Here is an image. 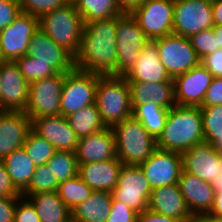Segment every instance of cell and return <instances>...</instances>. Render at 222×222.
I'll use <instances>...</instances> for the list:
<instances>
[{"instance_id": "7bdbcfd3", "label": "cell", "mask_w": 222, "mask_h": 222, "mask_svg": "<svg viewBox=\"0 0 222 222\" xmlns=\"http://www.w3.org/2000/svg\"><path fill=\"white\" fill-rule=\"evenodd\" d=\"M20 13L18 0H0V30L10 25Z\"/></svg>"}, {"instance_id": "30bf717a", "label": "cell", "mask_w": 222, "mask_h": 222, "mask_svg": "<svg viewBox=\"0 0 222 222\" xmlns=\"http://www.w3.org/2000/svg\"><path fill=\"white\" fill-rule=\"evenodd\" d=\"M130 13L151 41L173 33L174 0H144Z\"/></svg>"}, {"instance_id": "83f0119b", "label": "cell", "mask_w": 222, "mask_h": 222, "mask_svg": "<svg viewBox=\"0 0 222 222\" xmlns=\"http://www.w3.org/2000/svg\"><path fill=\"white\" fill-rule=\"evenodd\" d=\"M27 198L33 203L41 222H70L72 212L59 198L57 191L30 194Z\"/></svg>"}, {"instance_id": "f5cc1de1", "label": "cell", "mask_w": 222, "mask_h": 222, "mask_svg": "<svg viewBox=\"0 0 222 222\" xmlns=\"http://www.w3.org/2000/svg\"><path fill=\"white\" fill-rule=\"evenodd\" d=\"M215 37L217 38L220 49H222V25L213 26Z\"/></svg>"}, {"instance_id": "2e32d148", "label": "cell", "mask_w": 222, "mask_h": 222, "mask_svg": "<svg viewBox=\"0 0 222 222\" xmlns=\"http://www.w3.org/2000/svg\"><path fill=\"white\" fill-rule=\"evenodd\" d=\"M213 75L201 63L173 78L177 105L201 107Z\"/></svg>"}, {"instance_id": "4316f807", "label": "cell", "mask_w": 222, "mask_h": 222, "mask_svg": "<svg viewBox=\"0 0 222 222\" xmlns=\"http://www.w3.org/2000/svg\"><path fill=\"white\" fill-rule=\"evenodd\" d=\"M112 193L109 191H93L72 212L73 222H106L110 215Z\"/></svg>"}, {"instance_id": "b9f144b4", "label": "cell", "mask_w": 222, "mask_h": 222, "mask_svg": "<svg viewBox=\"0 0 222 222\" xmlns=\"http://www.w3.org/2000/svg\"><path fill=\"white\" fill-rule=\"evenodd\" d=\"M137 212L112 197L110 215L106 222H136Z\"/></svg>"}, {"instance_id": "9c48e42d", "label": "cell", "mask_w": 222, "mask_h": 222, "mask_svg": "<svg viewBox=\"0 0 222 222\" xmlns=\"http://www.w3.org/2000/svg\"><path fill=\"white\" fill-rule=\"evenodd\" d=\"M65 74L56 75L29 84L26 115L32 121L43 116L60 115L61 93Z\"/></svg>"}, {"instance_id": "52a82bcc", "label": "cell", "mask_w": 222, "mask_h": 222, "mask_svg": "<svg viewBox=\"0 0 222 222\" xmlns=\"http://www.w3.org/2000/svg\"><path fill=\"white\" fill-rule=\"evenodd\" d=\"M101 75L74 68L65 74L61 93L60 115H68L95 103L96 86Z\"/></svg>"}, {"instance_id": "91938a15", "label": "cell", "mask_w": 222, "mask_h": 222, "mask_svg": "<svg viewBox=\"0 0 222 222\" xmlns=\"http://www.w3.org/2000/svg\"><path fill=\"white\" fill-rule=\"evenodd\" d=\"M190 222H199V221L195 218L194 220H192Z\"/></svg>"}, {"instance_id": "1f68e13d", "label": "cell", "mask_w": 222, "mask_h": 222, "mask_svg": "<svg viewBox=\"0 0 222 222\" xmlns=\"http://www.w3.org/2000/svg\"><path fill=\"white\" fill-rule=\"evenodd\" d=\"M74 5L84 24L123 13L116 5L115 0H76Z\"/></svg>"}, {"instance_id": "681fc988", "label": "cell", "mask_w": 222, "mask_h": 222, "mask_svg": "<svg viewBox=\"0 0 222 222\" xmlns=\"http://www.w3.org/2000/svg\"><path fill=\"white\" fill-rule=\"evenodd\" d=\"M136 222H180L179 220L155 213L150 209H146L145 211L137 214Z\"/></svg>"}, {"instance_id": "8fae6325", "label": "cell", "mask_w": 222, "mask_h": 222, "mask_svg": "<svg viewBox=\"0 0 222 222\" xmlns=\"http://www.w3.org/2000/svg\"><path fill=\"white\" fill-rule=\"evenodd\" d=\"M151 186L139 166L123 165L112 197L138 214L148 209Z\"/></svg>"}, {"instance_id": "484cf974", "label": "cell", "mask_w": 222, "mask_h": 222, "mask_svg": "<svg viewBox=\"0 0 222 222\" xmlns=\"http://www.w3.org/2000/svg\"><path fill=\"white\" fill-rule=\"evenodd\" d=\"M131 105H144L153 102L160 107L170 109L176 105L173 82H128Z\"/></svg>"}, {"instance_id": "4dcf8cb0", "label": "cell", "mask_w": 222, "mask_h": 222, "mask_svg": "<svg viewBox=\"0 0 222 222\" xmlns=\"http://www.w3.org/2000/svg\"><path fill=\"white\" fill-rule=\"evenodd\" d=\"M132 116L141 122L144 128L156 140L163 132L169 109L148 102L144 105H131Z\"/></svg>"}, {"instance_id": "11a10c76", "label": "cell", "mask_w": 222, "mask_h": 222, "mask_svg": "<svg viewBox=\"0 0 222 222\" xmlns=\"http://www.w3.org/2000/svg\"><path fill=\"white\" fill-rule=\"evenodd\" d=\"M199 222H221L219 219L210 217L208 215H202L196 218Z\"/></svg>"}, {"instance_id": "603a6c76", "label": "cell", "mask_w": 222, "mask_h": 222, "mask_svg": "<svg viewBox=\"0 0 222 222\" xmlns=\"http://www.w3.org/2000/svg\"><path fill=\"white\" fill-rule=\"evenodd\" d=\"M75 153L78 164L116 158L115 137L111 127L79 138Z\"/></svg>"}, {"instance_id": "d4e9b609", "label": "cell", "mask_w": 222, "mask_h": 222, "mask_svg": "<svg viewBox=\"0 0 222 222\" xmlns=\"http://www.w3.org/2000/svg\"><path fill=\"white\" fill-rule=\"evenodd\" d=\"M122 167L123 164L116 157L101 162L79 164L78 175L94 191L112 192Z\"/></svg>"}, {"instance_id": "7a4b0ae2", "label": "cell", "mask_w": 222, "mask_h": 222, "mask_svg": "<svg viewBox=\"0 0 222 222\" xmlns=\"http://www.w3.org/2000/svg\"><path fill=\"white\" fill-rule=\"evenodd\" d=\"M200 107L175 105L169 109L165 126L157 138V148L182 153L203 142Z\"/></svg>"}, {"instance_id": "8992f818", "label": "cell", "mask_w": 222, "mask_h": 222, "mask_svg": "<svg viewBox=\"0 0 222 222\" xmlns=\"http://www.w3.org/2000/svg\"><path fill=\"white\" fill-rule=\"evenodd\" d=\"M117 76H124L135 64L141 50L151 41L131 13L117 16Z\"/></svg>"}, {"instance_id": "f546056e", "label": "cell", "mask_w": 222, "mask_h": 222, "mask_svg": "<svg viewBox=\"0 0 222 222\" xmlns=\"http://www.w3.org/2000/svg\"><path fill=\"white\" fill-rule=\"evenodd\" d=\"M67 121L78 138L101 131L106 126L102 122L96 103L85 106L67 117Z\"/></svg>"}, {"instance_id": "680465c9", "label": "cell", "mask_w": 222, "mask_h": 222, "mask_svg": "<svg viewBox=\"0 0 222 222\" xmlns=\"http://www.w3.org/2000/svg\"><path fill=\"white\" fill-rule=\"evenodd\" d=\"M76 0H68V2L70 3H74Z\"/></svg>"}, {"instance_id": "e0dca14e", "label": "cell", "mask_w": 222, "mask_h": 222, "mask_svg": "<svg viewBox=\"0 0 222 222\" xmlns=\"http://www.w3.org/2000/svg\"><path fill=\"white\" fill-rule=\"evenodd\" d=\"M182 170L211 183L220 174L222 155L210 142H200L181 153Z\"/></svg>"}, {"instance_id": "44dd1931", "label": "cell", "mask_w": 222, "mask_h": 222, "mask_svg": "<svg viewBox=\"0 0 222 222\" xmlns=\"http://www.w3.org/2000/svg\"><path fill=\"white\" fill-rule=\"evenodd\" d=\"M31 130V120L24 111H0V160L23 147Z\"/></svg>"}, {"instance_id": "d6a6232c", "label": "cell", "mask_w": 222, "mask_h": 222, "mask_svg": "<svg viewBox=\"0 0 222 222\" xmlns=\"http://www.w3.org/2000/svg\"><path fill=\"white\" fill-rule=\"evenodd\" d=\"M46 166L57 178L59 184L77 176L79 171L76 153L69 151H56Z\"/></svg>"}, {"instance_id": "8d00e7d4", "label": "cell", "mask_w": 222, "mask_h": 222, "mask_svg": "<svg viewBox=\"0 0 222 222\" xmlns=\"http://www.w3.org/2000/svg\"><path fill=\"white\" fill-rule=\"evenodd\" d=\"M58 187L57 178L47 168L46 164H44L35 169L28 187L21 195L27 197L34 193L57 191Z\"/></svg>"}, {"instance_id": "6f0895ef", "label": "cell", "mask_w": 222, "mask_h": 222, "mask_svg": "<svg viewBox=\"0 0 222 222\" xmlns=\"http://www.w3.org/2000/svg\"><path fill=\"white\" fill-rule=\"evenodd\" d=\"M3 61L4 60H3L2 56H1V49H0V63L3 62Z\"/></svg>"}, {"instance_id": "bcb514c9", "label": "cell", "mask_w": 222, "mask_h": 222, "mask_svg": "<svg viewBox=\"0 0 222 222\" xmlns=\"http://www.w3.org/2000/svg\"><path fill=\"white\" fill-rule=\"evenodd\" d=\"M200 63L208 69L213 77H222V49L205 56Z\"/></svg>"}, {"instance_id": "7c38bea8", "label": "cell", "mask_w": 222, "mask_h": 222, "mask_svg": "<svg viewBox=\"0 0 222 222\" xmlns=\"http://www.w3.org/2000/svg\"><path fill=\"white\" fill-rule=\"evenodd\" d=\"M213 26L212 1L174 0V34L190 38Z\"/></svg>"}, {"instance_id": "f907efd6", "label": "cell", "mask_w": 222, "mask_h": 222, "mask_svg": "<svg viewBox=\"0 0 222 222\" xmlns=\"http://www.w3.org/2000/svg\"><path fill=\"white\" fill-rule=\"evenodd\" d=\"M143 1L144 0H115V3L123 13H130Z\"/></svg>"}, {"instance_id": "5b68a950", "label": "cell", "mask_w": 222, "mask_h": 222, "mask_svg": "<svg viewBox=\"0 0 222 222\" xmlns=\"http://www.w3.org/2000/svg\"><path fill=\"white\" fill-rule=\"evenodd\" d=\"M83 25L81 15L70 2L39 18V28L73 56L79 52Z\"/></svg>"}, {"instance_id": "7402d4cb", "label": "cell", "mask_w": 222, "mask_h": 222, "mask_svg": "<svg viewBox=\"0 0 222 222\" xmlns=\"http://www.w3.org/2000/svg\"><path fill=\"white\" fill-rule=\"evenodd\" d=\"M128 82H173L160 61L156 45L150 41L140 52L138 59L123 76Z\"/></svg>"}, {"instance_id": "ffe728a7", "label": "cell", "mask_w": 222, "mask_h": 222, "mask_svg": "<svg viewBox=\"0 0 222 222\" xmlns=\"http://www.w3.org/2000/svg\"><path fill=\"white\" fill-rule=\"evenodd\" d=\"M177 184L194 218L209 214L215 197L214 188L209 182L182 170Z\"/></svg>"}, {"instance_id": "3957f363", "label": "cell", "mask_w": 222, "mask_h": 222, "mask_svg": "<svg viewBox=\"0 0 222 222\" xmlns=\"http://www.w3.org/2000/svg\"><path fill=\"white\" fill-rule=\"evenodd\" d=\"M116 157L123 165L138 166L157 149V140L133 116L111 127Z\"/></svg>"}, {"instance_id": "277c9868", "label": "cell", "mask_w": 222, "mask_h": 222, "mask_svg": "<svg viewBox=\"0 0 222 222\" xmlns=\"http://www.w3.org/2000/svg\"><path fill=\"white\" fill-rule=\"evenodd\" d=\"M95 103L106 127L132 116L130 88L123 76H100L96 86Z\"/></svg>"}, {"instance_id": "4fadbf2b", "label": "cell", "mask_w": 222, "mask_h": 222, "mask_svg": "<svg viewBox=\"0 0 222 222\" xmlns=\"http://www.w3.org/2000/svg\"><path fill=\"white\" fill-rule=\"evenodd\" d=\"M39 28V18L21 12L15 20L0 30V49L4 61H15L26 55L34 32Z\"/></svg>"}, {"instance_id": "e575fe53", "label": "cell", "mask_w": 222, "mask_h": 222, "mask_svg": "<svg viewBox=\"0 0 222 222\" xmlns=\"http://www.w3.org/2000/svg\"><path fill=\"white\" fill-rule=\"evenodd\" d=\"M23 148L36 167L46 164L57 151L52 144L36 134L32 129L26 137Z\"/></svg>"}, {"instance_id": "60d3db41", "label": "cell", "mask_w": 222, "mask_h": 222, "mask_svg": "<svg viewBox=\"0 0 222 222\" xmlns=\"http://www.w3.org/2000/svg\"><path fill=\"white\" fill-rule=\"evenodd\" d=\"M14 222H41L33 203L27 197H18Z\"/></svg>"}, {"instance_id": "ba28073f", "label": "cell", "mask_w": 222, "mask_h": 222, "mask_svg": "<svg viewBox=\"0 0 222 222\" xmlns=\"http://www.w3.org/2000/svg\"><path fill=\"white\" fill-rule=\"evenodd\" d=\"M156 45L160 61L171 78L186 73L200 64L190 39L174 33L152 40Z\"/></svg>"}, {"instance_id": "f35d334b", "label": "cell", "mask_w": 222, "mask_h": 222, "mask_svg": "<svg viewBox=\"0 0 222 222\" xmlns=\"http://www.w3.org/2000/svg\"><path fill=\"white\" fill-rule=\"evenodd\" d=\"M189 39L200 60L220 49L213 27L202 30Z\"/></svg>"}, {"instance_id": "cb8c5ba5", "label": "cell", "mask_w": 222, "mask_h": 222, "mask_svg": "<svg viewBox=\"0 0 222 222\" xmlns=\"http://www.w3.org/2000/svg\"><path fill=\"white\" fill-rule=\"evenodd\" d=\"M148 209L158 214L173 217L180 222H190L195 219L185 203L178 184L153 189Z\"/></svg>"}, {"instance_id": "db71d44e", "label": "cell", "mask_w": 222, "mask_h": 222, "mask_svg": "<svg viewBox=\"0 0 222 222\" xmlns=\"http://www.w3.org/2000/svg\"><path fill=\"white\" fill-rule=\"evenodd\" d=\"M211 144L222 155V135L219 136V139L213 140Z\"/></svg>"}, {"instance_id": "c3c4849f", "label": "cell", "mask_w": 222, "mask_h": 222, "mask_svg": "<svg viewBox=\"0 0 222 222\" xmlns=\"http://www.w3.org/2000/svg\"><path fill=\"white\" fill-rule=\"evenodd\" d=\"M18 197L0 196V222H14V212Z\"/></svg>"}, {"instance_id": "f6af8a7d", "label": "cell", "mask_w": 222, "mask_h": 222, "mask_svg": "<svg viewBox=\"0 0 222 222\" xmlns=\"http://www.w3.org/2000/svg\"><path fill=\"white\" fill-rule=\"evenodd\" d=\"M0 196L20 197L21 193L13 185L2 160H0Z\"/></svg>"}, {"instance_id": "9a60e30c", "label": "cell", "mask_w": 222, "mask_h": 222, "mask_svg": "<svg viewBox=\"0 0 222 222\" xmlns=\"http://www.w3.org/2000/svg\"><path fill=\"white\" fill-rule=\"evenodd\" d=\"M151 189L177 184L182 171L181 153L156 149L145 162L138 165Z\"/></svg>"}, {"instance_id": "d590c367", "label": "cell", "mask_w": 222, "mask_h": 222, "mask_svg": "<svg viewBox=\"0 0 222 222\" xmlns=\"http://www.w3.org/2000/svg\"><path fill=\"white\" fill-rule=\"evenodd\" d=\"M15 63L29 84L57 74V72L50 65L47 63H42L35 57H31L27 54L19 57L17 60H15Z\"/></svg>"}, {"instance_id": "d6986e66", "label": "cell", "mask_w": 222, "mask_h": 222, "mask_svg": "<svg viewBox=\"0 0 222 222\" xmlns=\"http://www.w3.org/2000/svg\"><path fill=\"white\" fill-rule=\"evenodd\" d=\"M31 129L45 138L57 151L76 152L79 138L71 129L66 117L58 115L33 119Z\"/></svg>"}, {"instance_id": "ac0fdd59", "label": "cell", "mask_w": 222, "mask_h": 222, "mask_svg": "<svg viewBox=\"0 0 222 222\" xmlns=\"http://www.w3.org/2000/svg\"><path fill=\"white\" fill-rule=\"evenodd\" d=\"M26 54L47 63L57 73L66 74L75 68L74 56L54 42L41 28L34 32Z\"/></svg>"}, {"instance_id": "ab89813d", "label": "cell", "mask_w": 222, "mask_h": 222, "mask_svg": "<svg viewBox=\"0 0 222 222\" xmlns=\"http://www.w3.org/2000/svg\"><path fill=\"white\" fill-rule=\"evenodd\" d=\"M21 12L40 18L42 15L66 5L68 0H18Z\"/></svg>"}, {"instance_id": "9f6ffc18", "label": "cell", "mask_w": 222, "mask_h": 222, "mask_svg": "<svg viewBox=\"0 0 222 222\" xmlns=\"http://www.w3.org/2000/svg\"><path fill=\"white\" fill-rule=\"evenodd\" d=\"M219 175H222V157H221V167H220V174Z\"/></svg>"}, {"instance_id": "f1b7e54d", "label": "cell", "mask_w": 222, "mask_h": 222, "mask_svg": "<svg viewBox=\"0 0 222 222\" xmlns=\"http://www.w3.org/2000/svg\"><path fill=\"white\" fill-rule=\"evenodd\" d=\"M6 170L15 188L22 193L29 185L37 168L24 148L11 152L3 160Z\"/></svg>"}, {"instance_id": "816d5d0a", "label": "cell", "mask_w": 222, "mask_h": 222, "mask_svg": "<svg viewBox=\"0 0 222 222\" xmlns=\"http://www.w3.org/2000/svg\"><path fill=\"white\" fill-rule=\"evenodd\" d=\"M212 15L214 26L222 25V0L212 1Z\"/></svg>"}, {"instance_id": "74e56055", "label": "cell", "mask_w": 222, "mask_h": 222, "mask_svg": "<svg viewBox=\"0 0 222 222\" xmlns=\"http://www.w3.org/2000/svg\"><path fill=\"white\" fill-rule=\"evenodd\" d=\"M200 109L202 112L204 140L211 143L222 135V105L200 107Z\"/></svg>"}, {"instance_id": "ee69618b", "label": "cell", "mask_w": 222, "mask_h": 222, "mask_svg": "<svg viewBox=\"0 0 222 222\" xmlns=\"http://www.w3.org/2000/svg\"><path fill=\"white\" fill-rule=\"evenodd\" d=\"M222 105V77H214L209 85L202 106Z\"/></svg>"}, {"instance_id": "5bb4252c", "label": "cell", "mask_w": 222, "mask_h": 222, "mask_svg": "<svg viewBox=\"0 0 222 222\" xmlns=\"http://www.w3.org/2000/svg\"><path fill=\"white\" fill-rule=\"evenodd\" d=\"M29 83L15 61L0 63V111H25Z\"/></svg>"}, {"instance_id": "836d02e7", "label": "cell", "mask_w": 222, "mask_h": 222, "mask_svg": "<svg viewBox=\"0 0 222 222\" xmlns=\"http://www.w3.org/2000/svg\"><path fill=\"white\" fill-rule=\"evenodd\" d=\"M93 191L79 175L60 183L57 190L59 198L71 211L88 198Z\"/></svg>"}, {"instance_id": "7dc6e473", "label": "cell", "mask_w": 222, "mask_h": 222, "mask_svg": "<svg viewBox=\"0 0 222 222\" xmlns=\"http://www.w3.org/2000/svg\"><path fill=\"white\" fill-rule=\"evenodd\" d=\"M215 191L214 204L208 216L222 218V175L215 177L210 183Z\"/></svg>"}, {"instance_id": "6da1fadb", "label": "cell", "mask_w": 222, "mask_h": 222, "mask_svg": "<svg viewBox=\"0 0 222 222\" xmlns=\"http://www.w3.org/2000/svg\"><path fill=\"white\" fill-rule=\"evenodd\" d=\"M117 16L83 25L79 52L74 66L101 76H117Z\"/></svg>"}]
</instances>
